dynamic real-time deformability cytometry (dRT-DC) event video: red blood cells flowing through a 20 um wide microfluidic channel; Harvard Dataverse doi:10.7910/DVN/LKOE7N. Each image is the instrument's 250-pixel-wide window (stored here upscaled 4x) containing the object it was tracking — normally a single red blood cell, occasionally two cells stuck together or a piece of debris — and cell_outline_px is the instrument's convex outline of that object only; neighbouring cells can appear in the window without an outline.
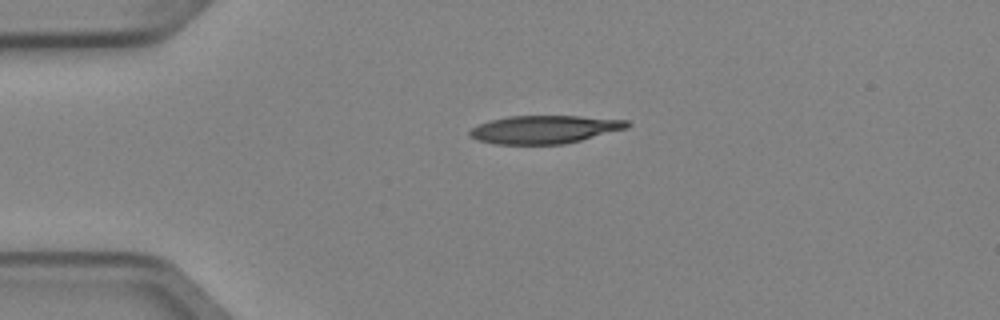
{"species": "Egyptian fruit bat (a non-hibernating species)", "species_latin": "Rousettus aegyptiacus", "temperature_condition": "cold", "stored_images_in_passage": 2, "camera_frame_rate_fps": 3000, "um_per_image_px": 0.085, "animal": {"sex": "female"}, "frame": {"image": 1, "passage_image": 1, "time_ms": 0.0, "image_size_px": [1000, 320], "cell_outline_px": [[632, 124], [628, 128], [564, 144], [496, 144], [480, 140], [472, 136], [468, 132], [472, 128], [480, 124], [492, 120], [508, 116], [580, 116], [628, 120]], "centroid_in_image_um": [46.34, 10.99], "position_along_channel_um": 38.7, "area_um2": 25.49}}